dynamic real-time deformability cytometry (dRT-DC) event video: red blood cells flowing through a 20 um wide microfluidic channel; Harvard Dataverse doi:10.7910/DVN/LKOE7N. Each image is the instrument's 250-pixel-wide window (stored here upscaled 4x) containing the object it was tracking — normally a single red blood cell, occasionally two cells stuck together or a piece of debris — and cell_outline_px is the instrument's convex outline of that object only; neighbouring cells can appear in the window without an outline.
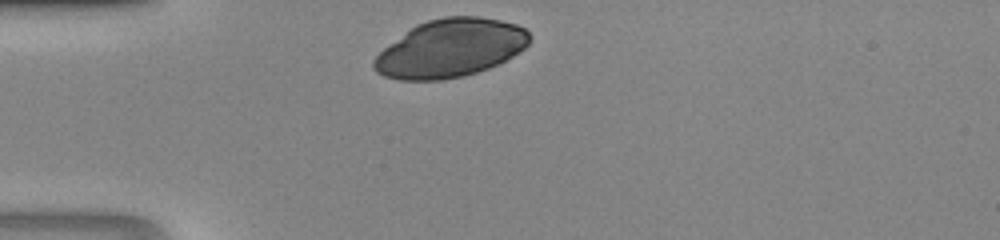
{"species": "human", "species_latin": "Homo sapiens", "temperature_condition": "room temperature", "stored_images_in_passage": 17, "camera_frame_rate_fps": 3000, "um_per_image_px": 0.085, "donor": {"sex": "male"}, "frame": {"image": 1, "passage_image": 1, "time_ms": 0.0, "image_size_px": [1000, 240], "cell_outline_px": [[532, 36], [528, 44], [524, 48], [512, 56], [488, 68], [464, 76], [440, 80], [400, 80], [384, 76], [376, 72], [372, 68], [372, 60], [384, 48], [416, 24], [428, 20], [444, 16], [480, 16], [500, 20], [516, 24], [524, 28]], "centroid_in_image_um": [38.27, 4.1], "position_along_channel_um": 46.7, "area_um2": 52.54}}
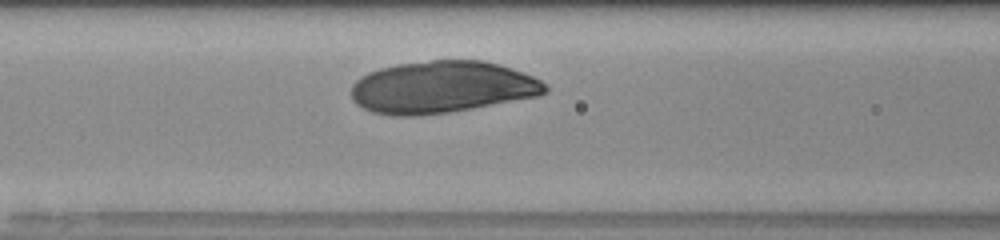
{"frame": {"image": 2, "passage_image": 8, "time_ms": 2.333, "image_size_px": [1000, 240], "cell_outline_px": [[548, 92], [540, 96], [448, 112], [420, 116], [392, 116], [372, 112], [356, 104], [352, 100], [352, 84], [360, 76], [368, 72], [380, 68], [396, 64], [432, 60], [484, 60], [500, 64], [524, 72], [548, 84]], "centroid_in_image_um": [37.58, 7.4], "position_along_channel_um": 129.0, "area_um2": 59.25}}